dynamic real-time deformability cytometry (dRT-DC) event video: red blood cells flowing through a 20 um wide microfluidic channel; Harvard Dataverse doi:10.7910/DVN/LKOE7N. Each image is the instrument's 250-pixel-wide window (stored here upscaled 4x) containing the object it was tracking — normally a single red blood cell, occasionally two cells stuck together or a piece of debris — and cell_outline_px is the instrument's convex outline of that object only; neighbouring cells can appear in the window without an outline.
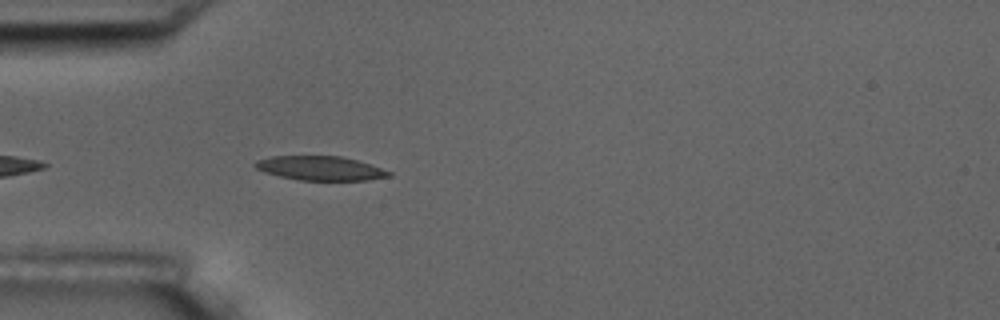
{"species": "common noctule bat (a hibernating species)", "species_latin": "Nyctalus noctula", "temperature_condition": "room temperature", "stored_images_in_passage": 4, "camera_frame_rate_fps": 3000, "um_per_image_px": 0.085, "animal": {"sex": "male", "body_mass_g": 17.5, "forearm_length_mm": 52.3}, "frame": {"image": 1, "passage_image": 4, "time_ms": 4.333, "image_size_px": [1000, 320], "cell_outline_px": [[392, 176], [368, 180], [300, 180], [280, 176], [264, 172], [256, 168], [252, 164], [256, 160], [272, 156], [340, 156], [356, 160], [392, 172]], "centroid_in_image_um": [27.2, 14.3], "position_along_channel_um": 57.8, "area_um2": 18.73}}